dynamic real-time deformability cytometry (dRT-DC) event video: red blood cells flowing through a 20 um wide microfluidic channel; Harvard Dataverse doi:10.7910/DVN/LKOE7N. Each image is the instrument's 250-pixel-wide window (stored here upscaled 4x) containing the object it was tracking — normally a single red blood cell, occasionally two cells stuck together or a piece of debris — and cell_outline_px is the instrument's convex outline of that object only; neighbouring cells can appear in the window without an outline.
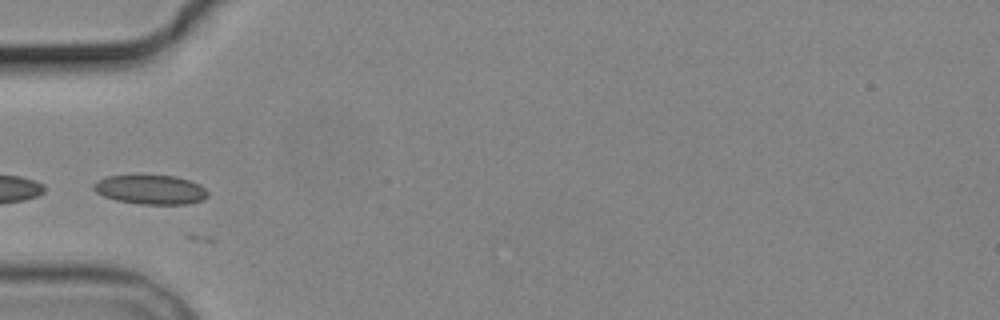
{"species": "common noctule bat (a hibernating species)", "species_latin": "Nyctalus noctula", "temperature_condition": "cold", "stored_images_in_passage": 6, "camera_frame_rate_fps": 3000, "um_per_image_px": 0.085, "animal": {"sex": "male", "body_mass_g": 19.2, "forearm_length_mm": 51.8}, "frame": {"image": 1, "passage_image": 5, "time_ms": 4.333, "image_size_px": [1000, 320], "cell_outline_px": [[208, 196], [200, 200], [188, 204], [140, 204], [116, 200], [104, 196], [96, 192], [92, 188], [92, 184], [108, 176], [136, 172], [176, 176], [200, 184], [208, 192]], "centroid_in_image_um": [12.76, 16.06], "position_along_channel_um": 72.2, "area_um2": 20.23}}